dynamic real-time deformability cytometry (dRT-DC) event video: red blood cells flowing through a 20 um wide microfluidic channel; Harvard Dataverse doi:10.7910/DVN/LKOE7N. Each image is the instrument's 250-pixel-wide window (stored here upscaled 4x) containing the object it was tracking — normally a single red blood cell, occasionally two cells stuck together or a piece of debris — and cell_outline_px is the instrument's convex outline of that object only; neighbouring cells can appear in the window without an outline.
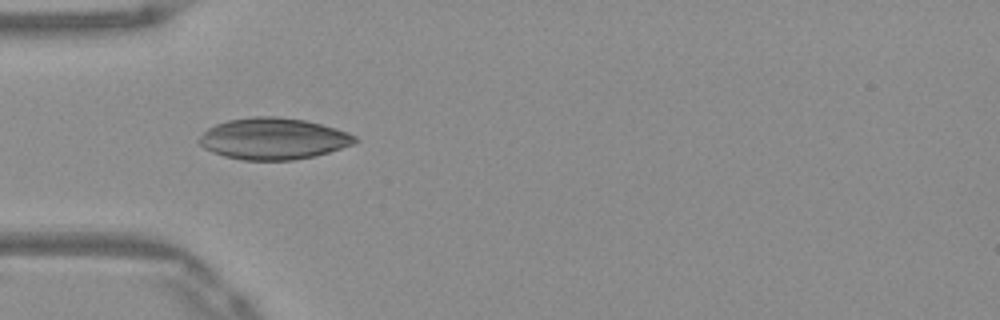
{"species": "Egyptian fruit bat (a non-hibernating species)", "species_latin": "Rousettus aegyptiacus", "temperature_condition": "warm", "stored_images_in_passage": 31, "camera_frame_rate_fps": 3000, "um_per_image_px": 0.085, "frame": {"image": 1, "passage_image": 1, "time_ms": 0.0, "image_size_px": [1000, 320], "cell_outline_px": [[360, 140], [352, 144], [328, 152], [312, 156], [292, 160], [240, 160], [224, 156], [212, 152], [204, 148], [196, 140], [208, 128], [216, 124], [228, 120], [252, 116], [276, 116], [304, 120], [336, 128], [348, 132], [356, 136]], "centroid_in_image_um": [23.2, 11.78], "position_along_channel_um": 61.8, "area_um2": 37.63}}
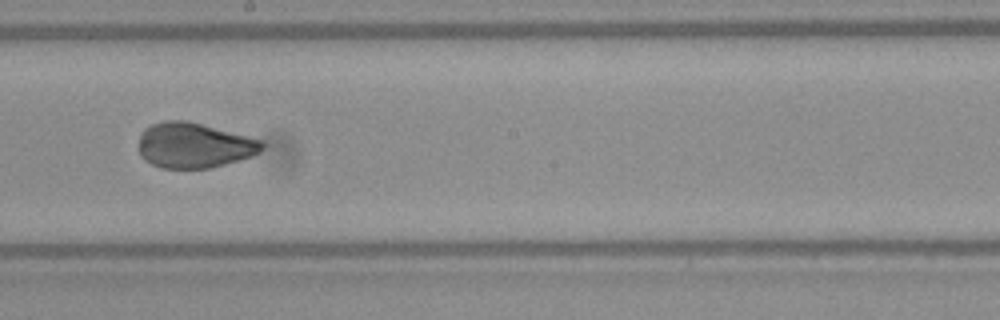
{"frame": {"image": 2, "passage_image": 14, "time_ms": 4.333, "image_size_px": [1000, 320], "cell_outline_px": [[264, 148], [260, 152], [252, 156], [240, 160], [208, 168], [160, 168], [144, 160], [140, 156], [140, 132], [144, 128], [152, 124], [164, 120], [184, 120], [264, 140]], "centroid_in_image_um": [16.5, 12.35], "position_along_channel_um": 231.7, "area_um2": 32.54}}
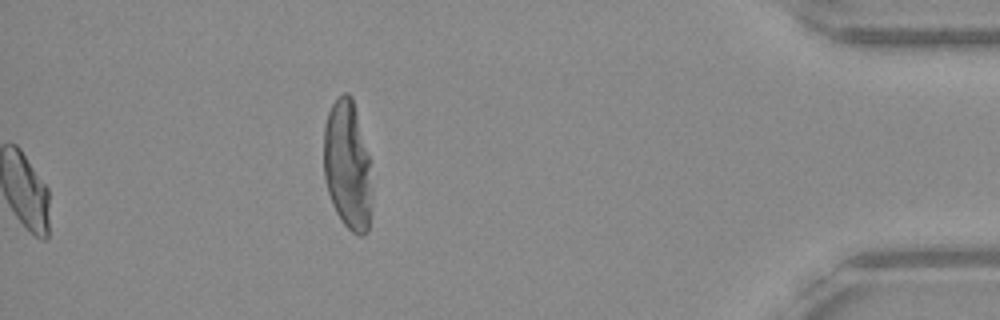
{"frame": {"image": 3, "passage_image": 31, "time_ms": 10.0, "image_size_px": [1000, 320], "cell_outline_px": [[368, 232], [364, 236], [360, 236], [352, 232], [344, 224], [336, 212], [332, 204], [324, 180], [324, 128], [328, 112], [332, 104], [344, 92], [348, 92], [352, 96], [368, 156]], "centroid_in_image_um": [29.47, 14.02], "position_along_channel_um": 405.7, "area_um2": 34.97}}